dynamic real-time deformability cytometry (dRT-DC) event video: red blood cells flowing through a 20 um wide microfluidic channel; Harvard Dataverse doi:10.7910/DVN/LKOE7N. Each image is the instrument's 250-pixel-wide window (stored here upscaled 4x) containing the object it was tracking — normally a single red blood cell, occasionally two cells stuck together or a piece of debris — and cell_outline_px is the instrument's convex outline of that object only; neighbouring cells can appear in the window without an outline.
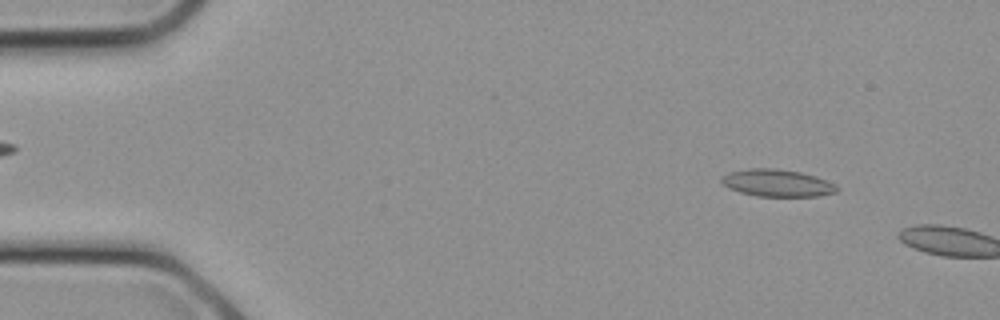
{"species": "common noctule bat (a hibernating species)", "species_latin": "Nyctalus noctula", "temperature_condition": "cold", "stored_images_in_passage": 3, "camera_frame_rate_fps": 3000, "um_per_image_px": 0.085, "animal": {"sex": "female", "body_mass_g": 21.9}, "frame": {"image": 1, "passage_image": 2, "time_ms": 0.333, "image_size_px": [1000, 320], "cell_outline_px": [[836, 192], [820, 196], [756, 196], [740, 192], [728, 188], [720, 180], [720, 176], [728, 172], [748, 168], [776, 168], [800, 172], [816, 176], [836, 184]], "centroid_in_image_um": [66.02, 15.54], "position_along_channel_um": 19.0, "area_um2": 18.38}}